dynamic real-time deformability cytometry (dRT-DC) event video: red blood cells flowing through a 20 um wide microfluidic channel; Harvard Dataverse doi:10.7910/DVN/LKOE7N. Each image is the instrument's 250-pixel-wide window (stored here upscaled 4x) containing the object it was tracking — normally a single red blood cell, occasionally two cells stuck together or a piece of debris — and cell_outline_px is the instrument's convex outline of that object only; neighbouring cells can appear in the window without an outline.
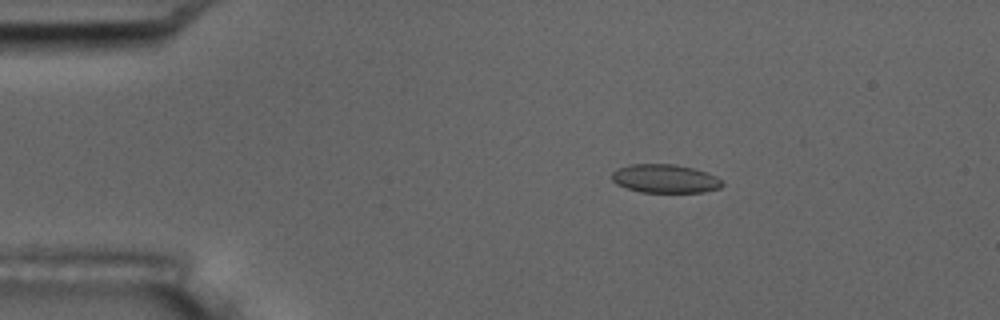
{"species": "common noctule bat (a hibernating species)", "species_latin": "Nyctalus noctula", "temperature_condition": "room temperature", "stored_images_in_passage": 54, "camera_frame_rate_fps": 3000, "um_per_image_px": 0.085, "animal": {"sex": "male", "body_mass_g": 17.5, "forearm_length_mm": 52.3}, "frame": {"image": 1, "passage_image": 9, "time_ms": 2.667, "image_size_px": [1000, 320], "cell_outline_px": [[724, 184], [720, 188], [704, 192], [640, 192], [616, 184], [612, 180], [612, 172], [616, 168], [628, 164], [676, 164], [692, 168], [716, 176]], "centroid_in_image_um": [56.49, 15.18], "position_along_channel_um": 28.5, "area_um2": 18.38}}
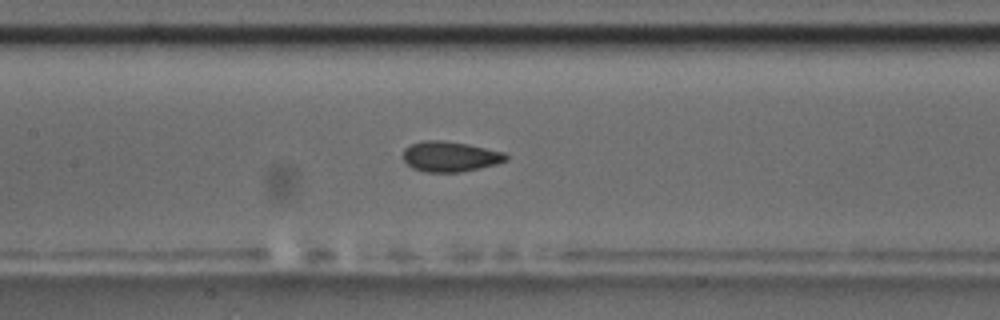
{"frame": {"image": 2, "passage_image": 25, "time_ms": 8.0, "image_size_px": [1000, 320], "cell_outline_px": [[508, 160], [496, 164], [480, 168], [460, 172], [424, 172], [412, 168], [404, 160], [404, 148], [412, 144], [424, 140], [440, 140], [468, 144], [504, 152], [508, 156]], "centroid_in_image_um": [38.27, 13.31], "position_along_channel_um": 169.1, "area_um2": 18.15}}
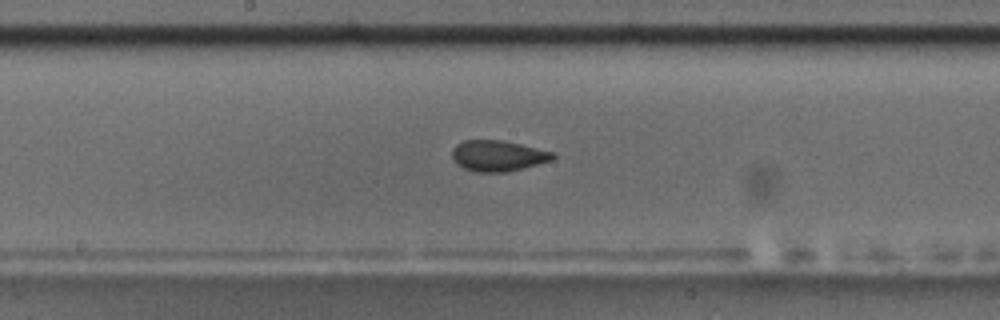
{"frame": {"image": 3, "passage_image": 28, "time_ms": 9.0, "image_size_px": [1000, 320], "cell_outline_px": [[556, 156], [552, 160], [504, 172], [476, 172], [464, 168], [452, 156], [452, 148], [456, 144], [464, 140], [504, 140], [552, 152]], "centroid_in_image_um": [42.3, 13.22], "position_along_channel_um": 205.9, "area_um2": 17.74}, "authors_computed_cell_mechanics": {"area_um2": 18.3804, "velocity_mm_per_s": 3.7079, "shape_relaxation_time_tau1_ms": 3.184, "shape_relaxation_time_tau2_ms": 0.8997, "deformation_change_tau1": 0.1132, "deformation_change_tau2": 0.0665}}